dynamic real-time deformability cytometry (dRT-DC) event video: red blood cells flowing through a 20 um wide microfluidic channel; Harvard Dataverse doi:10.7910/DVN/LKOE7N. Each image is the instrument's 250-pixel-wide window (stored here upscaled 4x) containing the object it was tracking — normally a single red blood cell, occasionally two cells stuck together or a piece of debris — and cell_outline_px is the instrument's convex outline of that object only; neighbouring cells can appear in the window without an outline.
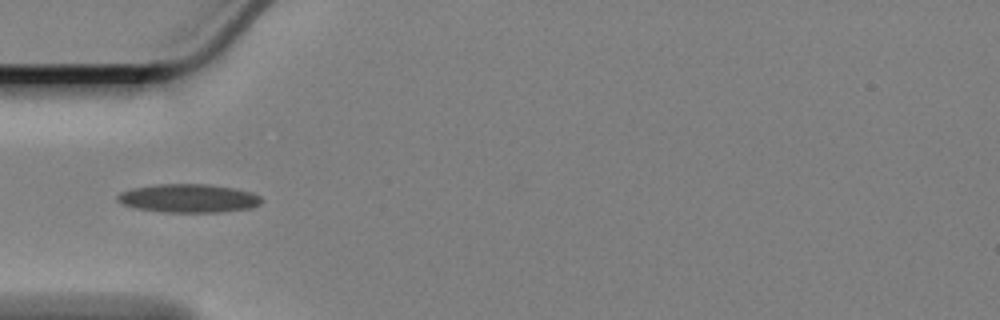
{"species": "Egyptian fruit bat (a non-hibernating species)", "species_latin": "Rousettus aegyptiacus", "temperature_condition": "cold", "stored_images_in_passage": 3, "camera_frame_rate_fps": 3000, "um_per_image_px": 0.085, "animal": {"sex": "female"}, "frame": {"image": 1, "passage_image": 1, "time_ms": 0.0, "image_size_px": [1000, 320], "cell_outline_px": [[264, 200], [260, 204], [252, 208], [220, 212], [164, 212], [136, 208], [124, 204], [116, 200], [116, 196], [120, 192], [132, 188], [156, 184], [208, 184], [232, 188], [252, 192], [260, 196]], "centroid_in_image_um": [16.04, 16.85], "position_along_channel_um": 69.0, "area_um2": 23.99}}